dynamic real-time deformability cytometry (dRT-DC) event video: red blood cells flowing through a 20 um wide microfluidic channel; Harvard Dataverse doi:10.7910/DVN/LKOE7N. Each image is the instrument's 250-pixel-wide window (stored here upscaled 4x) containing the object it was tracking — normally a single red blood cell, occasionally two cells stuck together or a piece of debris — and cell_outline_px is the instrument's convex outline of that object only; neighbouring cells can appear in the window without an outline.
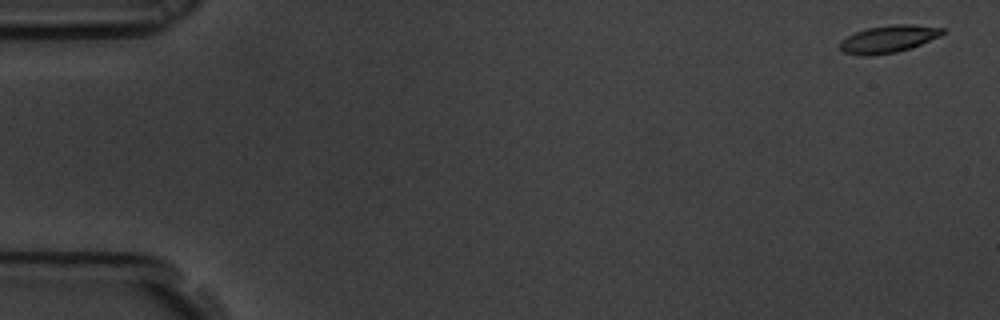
{"species": "common noctule bat (a hibernating species)", "species_latin": "Nyctalus noctula", "temperature_condition": "room temperature", "stored_images_in_passage": 8, "camera_frame_rate_fps": 3000, "um_per_image_px": 0.085, "animal": {"sex": "male", "body_mass_g": 19.5, "forearm_length_mm": 54.6}, "frame": {"image": 1, "passage_image": 1, "time_ms": 0.0, "image_size_px": [1000, 320], "cell_outline_px": [[944, 32], [940, 36], [920, 44], [896, 52], [868, 56], [860, 56], [844, 52], [840, 48], [840, 40], [856, 32], [868, 28], [892, 24], [912, 24], [944, 28]], "centroid_in_image_um": [75.5, 3.31], "position_along_channel_um": 9.5, "area_um2": 16.18}}
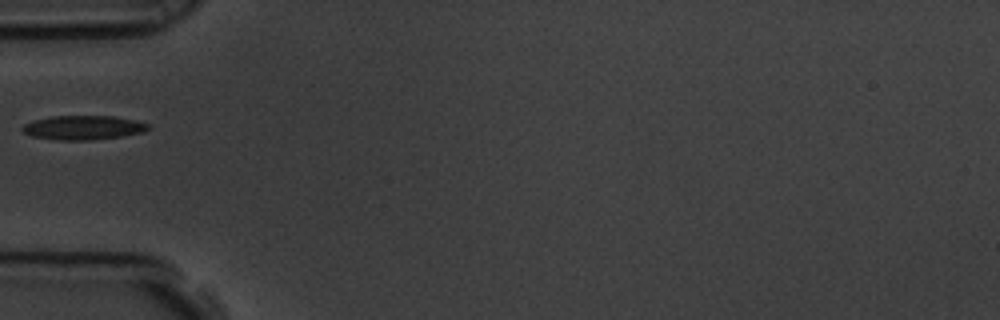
{"frame": {"image": 2, "passage_image": 6, "time_ms": 1.667, "image_size_px": [1000, 320], "cell_outline_px": [[148, 128], [144, 132], [120, 136], [92, 140], [56, 140], [32, 136], [24, 132], [20, 128], [24, 124], [32, 120], [52, 116], [116, 116], [148, 124]], "centroid_in_image_um": [7.01, 10.84], "position_along_channel_um": 78.0, "area_um2": 17.63}}
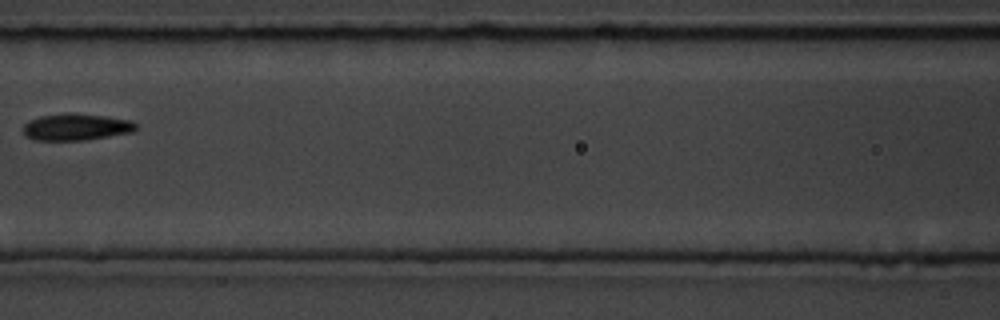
{"frame": {"image": 3, "passage_image": 8, "time_ms": 2.333, "image_size_px": [1000, 320], "cell_outline_px": [[136, 128], [132, 132], [84, 140], [36, 140], [24, 136], [24, 124], [28, 120], [40, 116], [64, 112], [72, 112], [104, 116], [132, 120], [136, 124]], "centroid_in_image_um": [6.44, 10.78], "position_along_channel_um": 160.2, "area_um2": 17.69}}